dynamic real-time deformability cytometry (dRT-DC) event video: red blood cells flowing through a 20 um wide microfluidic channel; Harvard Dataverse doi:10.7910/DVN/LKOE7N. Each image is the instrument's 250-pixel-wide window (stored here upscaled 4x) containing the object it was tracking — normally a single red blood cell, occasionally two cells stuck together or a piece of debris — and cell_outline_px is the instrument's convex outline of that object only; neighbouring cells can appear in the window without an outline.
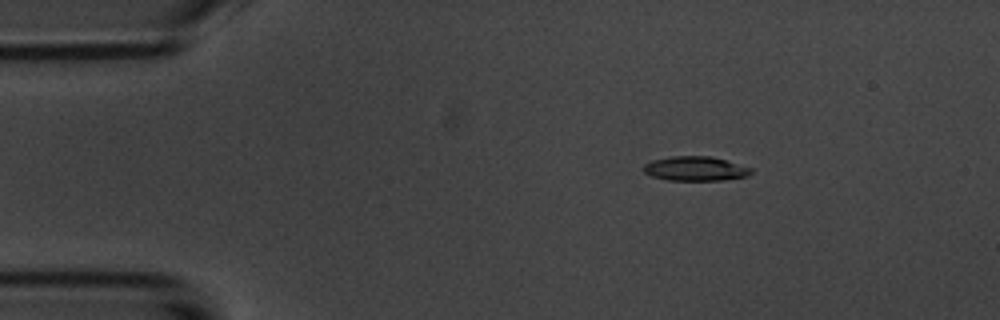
{"species": "common noctule bat (a hibernating species)", "species_latin": "Nyctalus noctula", "temperature_condition": "room temperature", "stored_images_in_passage": 5, "segment_of_instrument_passage": [1, 2], "camera_frame_rate_fps": 3000, "um_per_image_px": 0.085, "animal": {"sex": "male", "body_mass_g": 20.1, "forearm_length_mm": 53.5}, "frame": {"image": 1, "passage_image": 2, "time_ms": 2.0, "image_size_px": [1000, 320], "cell_outline_px": [[752, 172], [748, 176], [724, 180], [668, 180], [652, 176], [644, 172], [644, 164], [652, 160], [672, 156], [712, 156], [752, 168]], "centroid_in_image_um": [59.12, 14.33], "position_along_channel_um": 25.9, "area_um2": 15.26}}